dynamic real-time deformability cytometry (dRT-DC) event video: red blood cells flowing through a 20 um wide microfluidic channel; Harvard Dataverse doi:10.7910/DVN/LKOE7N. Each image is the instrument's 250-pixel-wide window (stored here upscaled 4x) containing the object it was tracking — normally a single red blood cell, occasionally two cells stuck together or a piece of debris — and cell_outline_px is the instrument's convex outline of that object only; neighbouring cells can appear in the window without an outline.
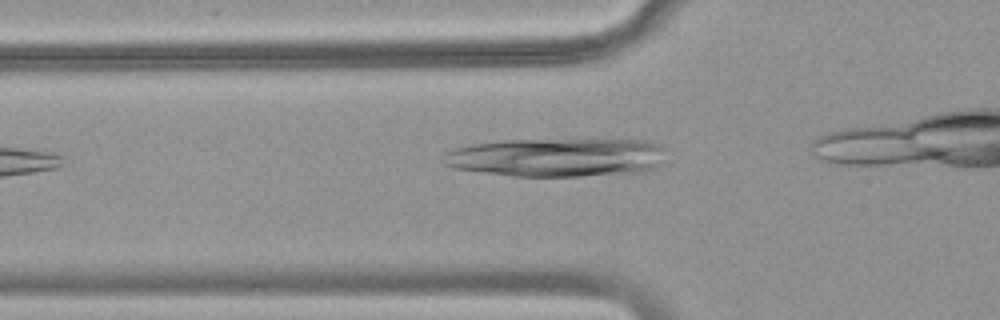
{"species": "common noctule bat (a hibernating species)", "species_latin": "Nyctalus noctula", "temperature_condition": "warm", "stored_images_in_passage": 7, "camera_frame_rate_fps": 3000, "um_per_image_px": 0.085, "animal": {"sex": "female", "body_mass_g": 18.4}, "frame": {"image": 1, "passage_image": 3, "time_ms": 0.667, "image_size_px": [1000, 320], "cell_outline_px": [[668, 148], [664, 164], [656, 168], [644, 172], [580, 176], [512, 176], [480, 172], [452, 168], [444, 164], [440, 160], [444, 152], [456, 148], [472, 144], [504, 140], [644, 140], [660, 144]], "centroid_in_image_um": [47.39, 13.38], "position_along_channel_um": 78.4, "area_um2": 50.98}}
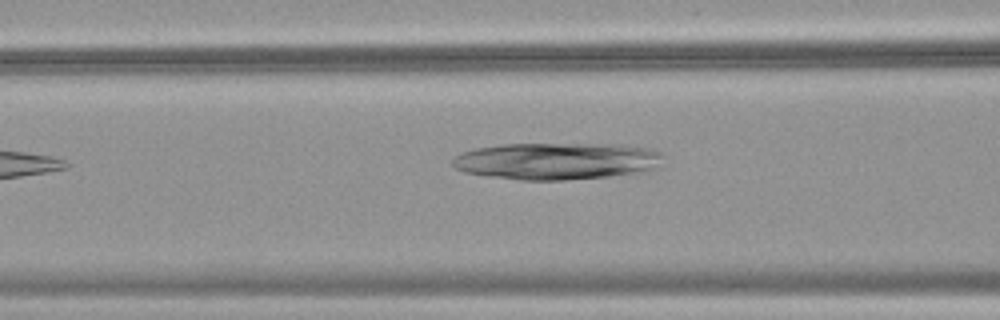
{"frame": {"image": 2, "passage_image": 6, "time_ms": 1.667, "image_size_px": [1000, 320], "cell_outline_px": [[664, 168], [644, 172], [608, 176], [564, 180], [520, 180], [488, 176], [464, 172], [456, 168], [452, 164], [452, 160], [456, 156], [464, 152], [476, 148], [500, 144], [620, 144], [648, 148], [660, 152], [664, 156]], "centroid_in_image_um": [47.43, 13.69], "position_along_channel_um": 119.2, "area_um2": 45.95}}